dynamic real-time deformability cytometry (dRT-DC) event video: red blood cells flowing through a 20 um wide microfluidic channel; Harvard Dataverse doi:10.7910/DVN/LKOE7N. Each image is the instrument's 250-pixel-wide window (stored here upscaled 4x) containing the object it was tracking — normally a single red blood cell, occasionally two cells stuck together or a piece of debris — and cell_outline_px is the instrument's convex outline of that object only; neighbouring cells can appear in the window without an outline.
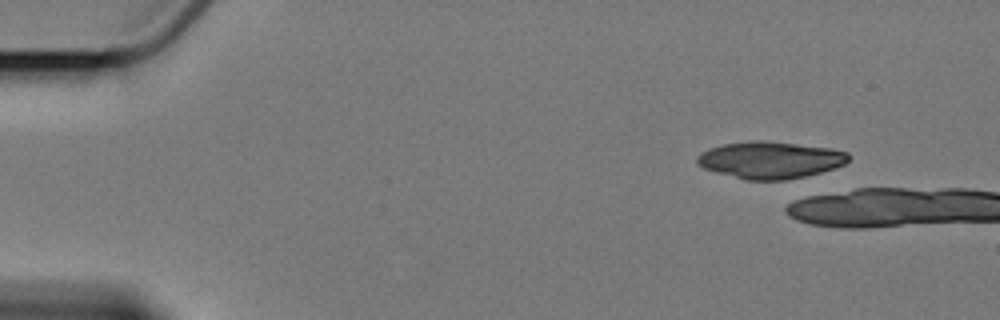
{"species": "Egyptian fruit bat (a non-hibernating species)", "species_latin": "Rousettus aegyptiacus", "temperature_condition": "cold", "stored_images_in_passage": 1, "camera_frame_rate_fps": 3000, "um_per_image_px": 0.085, "animal": {"sex": "female"}, "frame": {"image": 1, "passage_image": 1, "time_ms": 0.0, "image_size_px": [1000, 320], "cell_outline_px": [[852, 156], [844, 164], [820, 172], [804, 176], [784, 180], [748, 180], [716, 172], [704, 168], [696, 164], [696, 156], [700, 152], [724, 144], [752, 140], [764, 140], [832, 148], [848, 152]], "centroid_in_image_um": [65.46, 13.59], "position_along_channel_um": 19.5, "area_um2": 32.54}}